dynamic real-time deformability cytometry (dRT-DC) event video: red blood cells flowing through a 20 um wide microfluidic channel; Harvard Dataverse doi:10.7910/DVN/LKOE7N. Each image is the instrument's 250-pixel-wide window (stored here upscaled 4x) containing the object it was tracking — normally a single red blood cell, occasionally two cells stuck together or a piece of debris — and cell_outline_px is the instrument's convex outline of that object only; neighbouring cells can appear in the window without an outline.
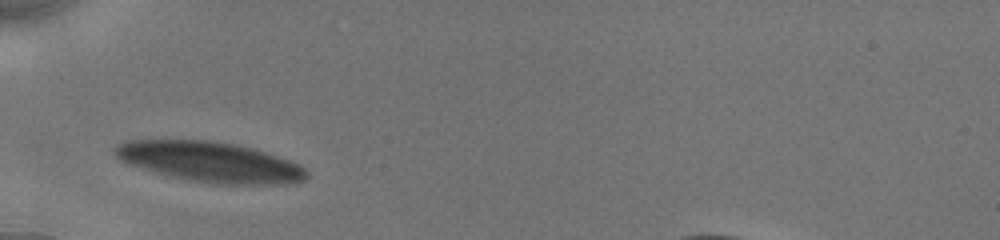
{"species": "human", "species_latin": "Homo sapiens", "temperature_condition": "cold", "stored_images_in_passage": 9, "camera_frame_rate_fps": 3000, "um_per_image_px": 0.085, "donor": {"sex": "male"}, "frame": {"image": 1, "passage_image": 1, "time_ms": 0.0, "image_size_px": [1000, 240], "cell_outline_px": [[308, 176], [304, 180], [284, 184], [212, 184], [188, 180], [156, 172], [128, 164], [120, 160], [112, 152], [112, 148], [116, 144], [128, 140], [208, 140], [236, 144], [252, 148], [300, 164], [308, 172]], "centroid_in_image_um": [17.82, 13.76], "position_along_channel_um": 67.2, "area_um2": 44.91}}
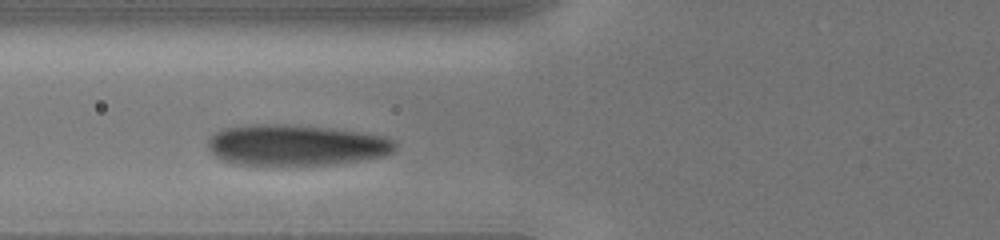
{"frame": {"image": 2, "passage_image": 8, "time_ms": 1.0, "image_size_px": [1000, 240], "cell_outline_px": [[396, 148], [392, 152], [380, 156], [332, 164], [236, 164], [224, 160], [216, 156], [208, 148], [208, 136], [220, 128], [252, 124], [288, 124], [328, 128], [384, 136], [392, 140], [396, 144]], "centroid_in_image_um": [25.07, 12.31], "position_along_channel_um": 100.7, "area_um2": 44.16}}